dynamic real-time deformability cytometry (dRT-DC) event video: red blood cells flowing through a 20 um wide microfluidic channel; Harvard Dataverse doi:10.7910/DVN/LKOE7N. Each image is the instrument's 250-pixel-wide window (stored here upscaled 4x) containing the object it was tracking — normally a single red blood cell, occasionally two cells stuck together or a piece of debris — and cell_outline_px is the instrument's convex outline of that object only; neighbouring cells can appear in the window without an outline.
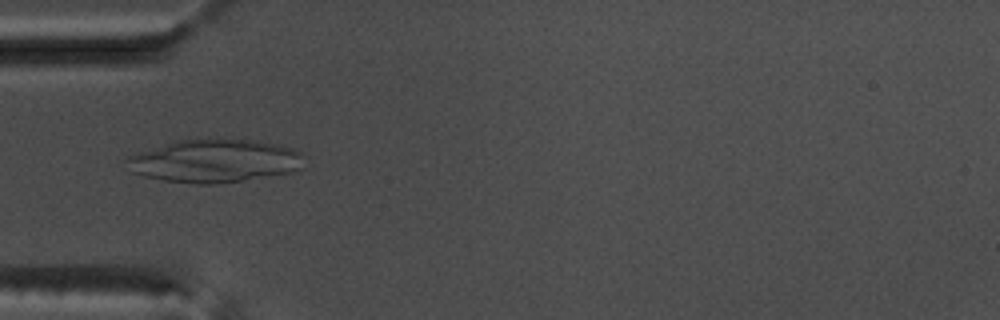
{"species": "common noctule bat (a hibernating species)", "species_latin": "Nyctalus noctula", "temperature_condition": "warm", "stored_images_in_passage": 53, "camera_frame_rate_fps": 3000, "um_per_image_px": 0.085, "animal": {"sex": "male", "body_mass_g": 17.5, "forearm_length_mm": 52.3}, "frame": {"image": 1, "passage_image": 17, "time_ms": 5.333, "image_size_px": [1000, 320], "cell_outline_px": [[304, 168], [296, 172], [216, 184], [196, 184], [164, 180], [144, 176], [132, 172], [124, 160], [128, 156], [140, 152], [180, 140], [248, 140], [276, 144], [292, 148], [300, 152]], "centroid_in_image_um": [18.28, 13.7], "position_along_channel_um": 66.7, "area_um2": 43.99}}
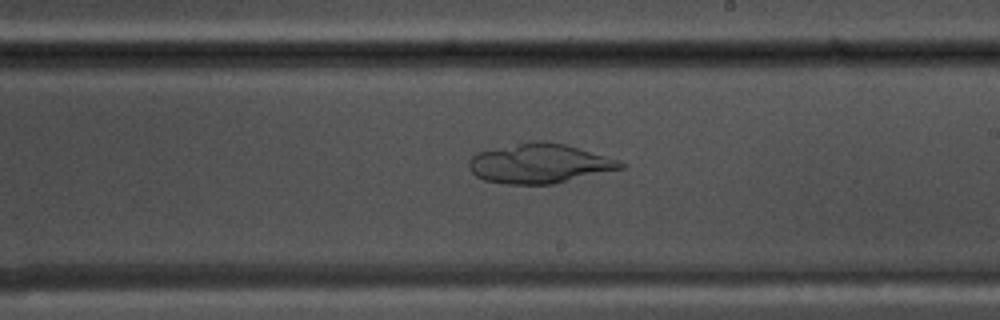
{"frame": {"image": 2, "passage_image": 31, "time_ms": 10.0, "image_size_px": [1000, 320], "cell_outline_px": [[628, 168], [552, 184], [508, 184], [484, 180], [476, 176], [468, 168], [468, 160], [476, 152], [532, 140], [548, 140], [564, 144], [620, 160], [628, 164]], "centroid_in_image_um": [45.89, 13.89], "position_along_channel_um": 243.1, "area_um2": 35.37}}
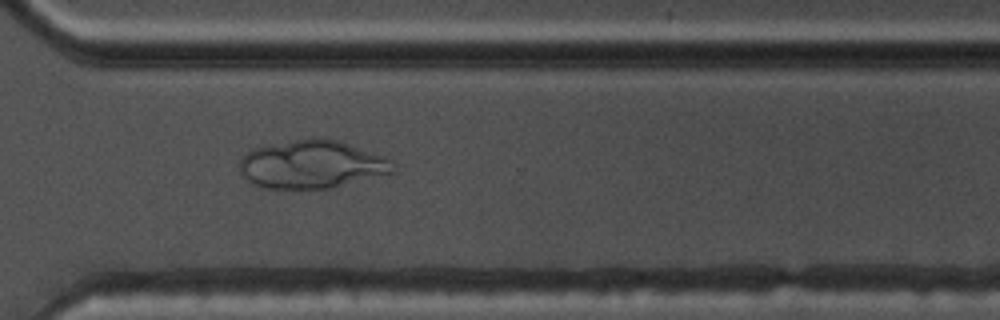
{"frame": {"image": 3, "passage_image": 39, "time_ms": 12.667, "image_size_px": [1000, 320], "cell_outline_px": [[396, 172], [328, 188], [264, 188], [248, 180], [240, 172], [240, 160], [252, 148], [296, 140], [324, 136], [340, 140], [388, 156], [392, 160]], "centroid_in_image_um": [26.59, 13.95], "position_along_channel_um": 344.0, "area_um2": 43.12}}